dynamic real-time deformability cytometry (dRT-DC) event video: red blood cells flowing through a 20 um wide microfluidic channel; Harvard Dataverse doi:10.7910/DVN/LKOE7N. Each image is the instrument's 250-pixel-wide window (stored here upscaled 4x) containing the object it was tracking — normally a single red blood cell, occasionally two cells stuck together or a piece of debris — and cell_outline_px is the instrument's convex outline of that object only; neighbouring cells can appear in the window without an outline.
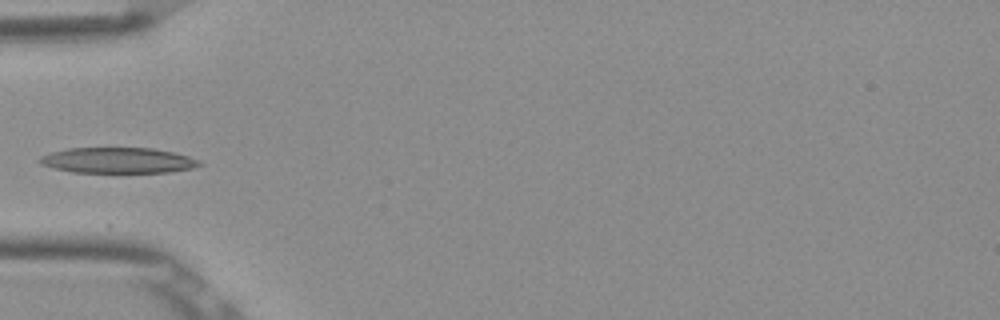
{"species": "Egyptian fruit bat (a non-hibernating species)", "species_latin": "Rousettus aegyptiacus", "temperature_condition": "room temperature", "stored_images_in_passage": 3, "camera_frame_rate_fps": 3000, "um_per_image_px": 0.085, "frame": {"image": 1, "passage_image": 2, "time_ms": 0.333, "image_size_px": [1000, 320], "cell_outline_px": [[204, 164], [192, 168], [168, 172], [72, 172], [40, 164], [36, 160], [40, 156], [52, 152], [68, 148], [152, 148], [176, 152], [200, 160]], "centroid_in_image_um": [10.04, 13.62], "position_along_channel_um": 75.0, "area_um2": 23.87}}
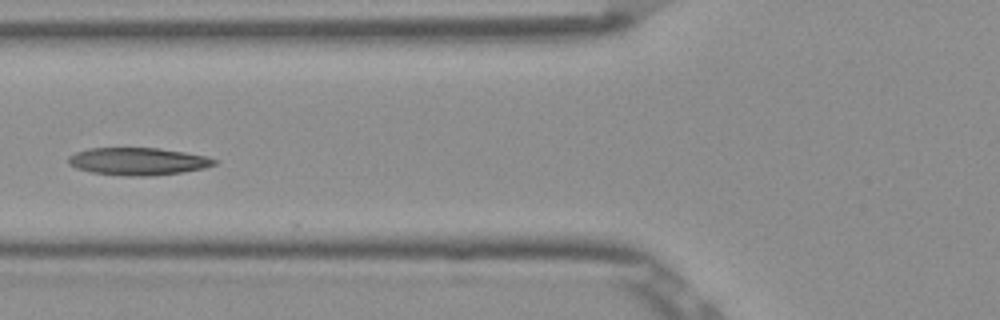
{"frame": {"image": 2, "passage_image": 3, "time_ms": 0.667, "image_size_px": [1000, 320], "cell_outline_px": [[216, 164], [204, 168], [184, 172], [148, 176], [128, 176], [92, 172], [76, 168], [68, 164], [68, 156], [76, 152], [88, 148], [160, 148], [208, 156], [216, 160]], "centroid_in_image_um": [11.73, 13.71], "position_along_channel_um": 114.1, "area_um2": 23.41}}